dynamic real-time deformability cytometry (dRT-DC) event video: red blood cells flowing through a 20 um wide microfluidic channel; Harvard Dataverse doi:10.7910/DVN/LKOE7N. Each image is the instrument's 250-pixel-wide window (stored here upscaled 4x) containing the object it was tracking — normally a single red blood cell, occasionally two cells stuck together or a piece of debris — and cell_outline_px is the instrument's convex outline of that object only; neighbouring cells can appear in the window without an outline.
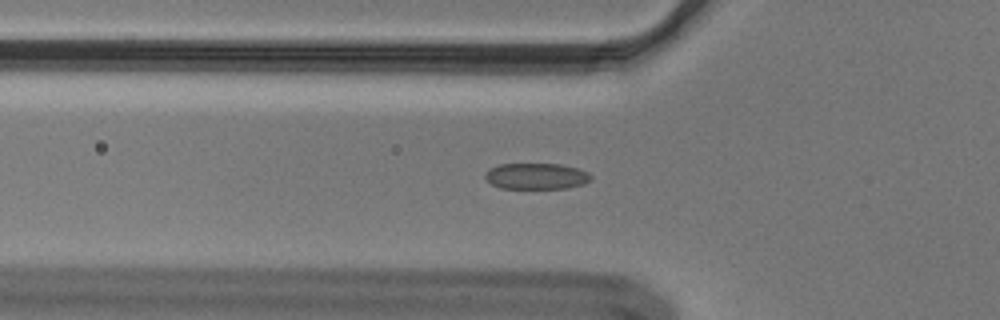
{"species": "Egyptian fruit bat (a non-hibernating species)", "species_latin": "Rousettus aegyptiacus", "temperature_condition": "cold", "stored_images_in_passage": 50, "camera_frame_rate_fps": 3000, "um_per_image_px": 0.085, "animal": {"sex": "male"}, "frame": {"image": 1, "passage_image": 13, "time_ms": 4.0, "image_size_px": [1000, 320], "cell_outline_px": [[592, 180], [584, 184], [568, 188], [500, 188], [484, 180], [484, 172], [488, 168], [500, 164], [560, 164], [580, 168], [588, 172], [592, 176]], "centroid_in_image_um": [45.58, 14.97], "position_along_channel_um": 80.2, "area_um2": 16.42}}
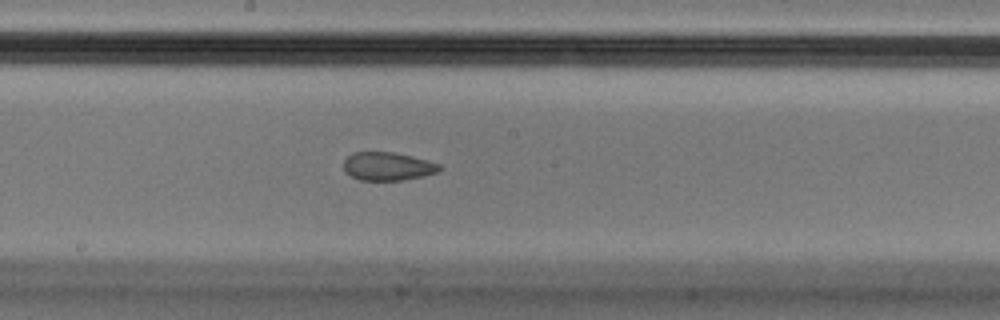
{"frame": {"image": 2, "passage_image": 24, "time_ms": 7.667, "image_size_px": [1000, 320], "cell_outline_px": [[440, 168], [436, 172], [424, 176], [404, 180], [360, 180], [344, 172], [344, 160], [352, 152], [392, 152], [412, 156], [428, 160], [440, 164]], "centroid_in_image_um": [32.94, 14.13], "position_along_channel_um": 215.3, "area_um2": 15.78}}
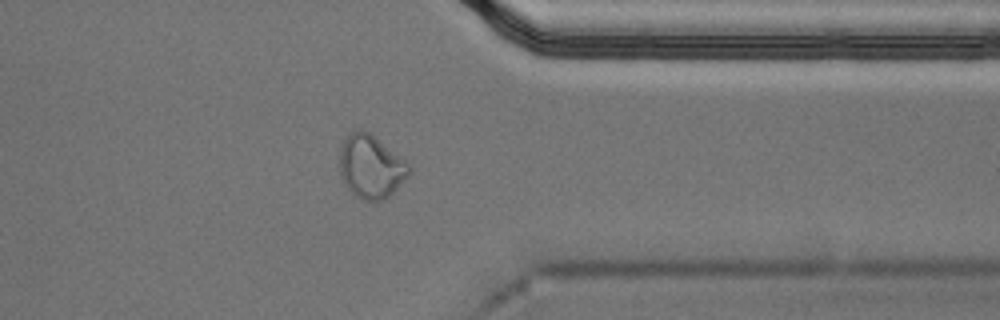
{"frame": {"image": 3, "passage_image": 38, "time_ms": 12.333, "image_size_px": [1000, 320], "cell_outline_px": [[412, 172], [384, 200], [364, 200], [356, 196], [348, 188], [340, 176], [340, 148], [344, 140], [352, 132], [360, 128], [368, 132], [400, 156], [412, 168]], "centroid_in_image_um": [31.52, 14.17], "position_along_channel_um": 379.9, "area_um2": 25.2}, "authors_computed_cell_mechanics": {"area_um2": 17.3111, "velocity_mm_per_s": 3.6537, "shape_relaxation_time_tau1_ms": null, "shape_relaxation_time_tau2_ms": 1.4582, "deformation_change_tau1": null, "deformation_change_tau2": 0.0677}}